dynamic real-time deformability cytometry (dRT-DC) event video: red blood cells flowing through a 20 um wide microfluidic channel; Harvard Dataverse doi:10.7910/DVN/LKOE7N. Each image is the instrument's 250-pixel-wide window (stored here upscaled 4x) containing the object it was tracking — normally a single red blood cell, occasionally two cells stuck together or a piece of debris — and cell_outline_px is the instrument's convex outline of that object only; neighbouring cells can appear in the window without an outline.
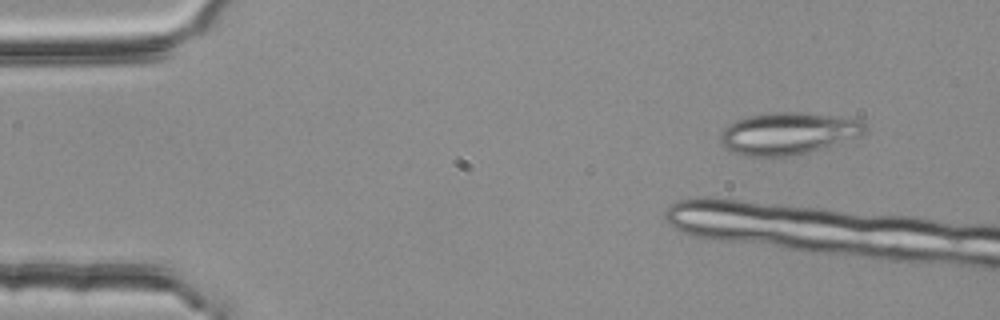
{"species": "common noctule bat (a hibernating species)", "species_latin": "Nyctalus noctula", "temperature_condition": "room temperature", "stored_images_in_passage": 2, "camera_frame_rate_fps": 3000, "um_per_image_px": 0.085, "animal": {"sex": "female", "body_mass_g": 25.1}, "frame": {"image": 1, "passage_image": 1, "time_ms": 0.0, "image_size_px": [1000, 320], "cell_outline_px": [[868, 128], [860, 136], [836, 144], [808, 152], [792, 156], [748, 156], [732, 152], [720, 140], [720, 132], [724, 128], [736, 120], [748, 116], [772, 112], [804, 112], [856, 116], [864, 120], [868, 124]], "centroid_in_image_um": [67.11, 11.3], "position_along_channel_um": 17.9, "area_um2": 36.13}}